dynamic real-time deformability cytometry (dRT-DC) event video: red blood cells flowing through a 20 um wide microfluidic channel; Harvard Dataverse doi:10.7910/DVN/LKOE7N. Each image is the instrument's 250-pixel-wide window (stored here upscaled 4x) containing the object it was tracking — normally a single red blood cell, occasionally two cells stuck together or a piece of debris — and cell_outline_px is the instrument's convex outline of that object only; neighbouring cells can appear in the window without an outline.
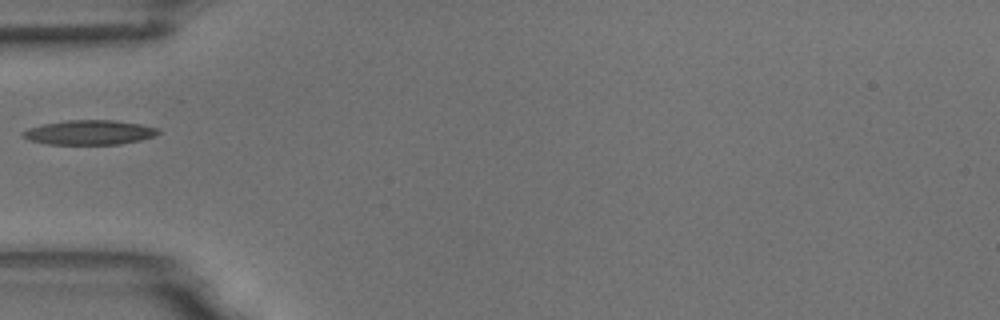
{"species": "common noctule bat (a hibernating species)", "species_latin": "Nyctalus noctula", "temperature_condition": "room temperature", "stored_images_in_passage": 2, "camera_frame_rate_fps": 3000, "um_per_image_px": 0.085, "animal": {"sex": "male", "body_mass_g": 18.8}, "frame": {"image": 1, "passage_image": 1, "time_ms": 0.0, "image_size_px": [1000, 320], "cell_outline_px": [[160, 132], [156, 136], [140, 140], [120, 144], [48, 144], [28, 140], [20, 136], [20, 132], [28, 128], [44, 124], [68, 120], [112, 120], [140, 124], [156, 128]], "centroid_in_image_um": [7.56, 11.26], "position_along_channel_um": 77.4, "area_um2": 19.36}}